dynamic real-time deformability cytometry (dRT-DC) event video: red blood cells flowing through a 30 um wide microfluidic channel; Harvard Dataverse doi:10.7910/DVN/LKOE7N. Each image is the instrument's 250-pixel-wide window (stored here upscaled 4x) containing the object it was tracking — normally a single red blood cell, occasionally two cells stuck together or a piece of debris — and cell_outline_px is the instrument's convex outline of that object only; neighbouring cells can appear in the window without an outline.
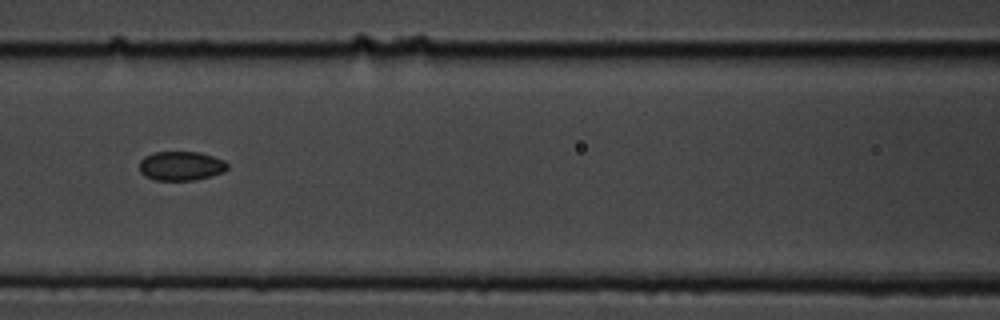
{"species": "common noctule bat (a hibernating species)", "species_latin": "Nyctalus noctula", "temperature_condition": "cold", "stored_images_in_passage": 9, "camera_frame_rate_fps": 3000, "um_per_image_px": 0.085, "animal": {"sex": "male", "body_mass_g": 19.5, "forearm_length_mm": 54.6}, "frame": {"image": 1, "passage_image": 7, "time_ms": 2.0, "image_size_px": [1000, 320], "cell_outline_px": [[228, 168], [224, 172], [212, 176], [192, 180], [152, 180], [144, 176], [140, 172], [140, 160], [144, 156], [152, 152], [200, 152], [224, 160], [228, 164]], "centroid_in_image_um": [15.37, 14.1], "position_along_channel_um": 151.2, "area_um2": 15.14}}
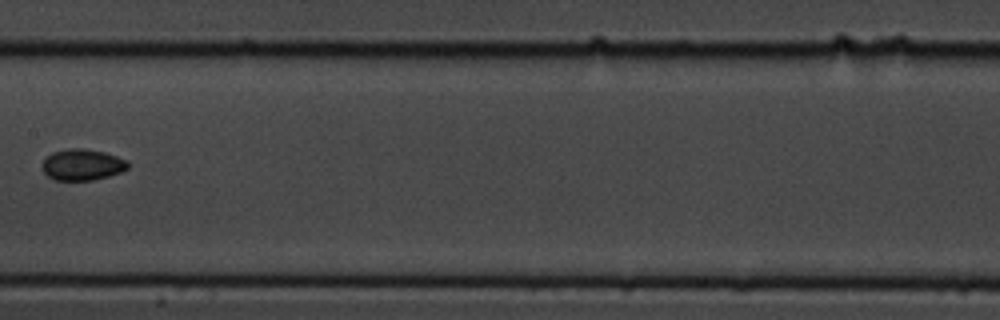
{"frame": {"image": 2, "passage_image": 8, "time_ms": 2.333, "image_size_px": [1000, 320], "cell_outline_px": [[128, 168], [120, 172], [108, 176], [92, 180], [52, 180], [44, 172], [44, 160], [52, 152], [72, 148], [84, 148], [104, 152], [128, 160]], "centroid_in_image_um": [7.01, 14.0], "position_along_channel_um": 200.4, "area_um2": 15.43}}
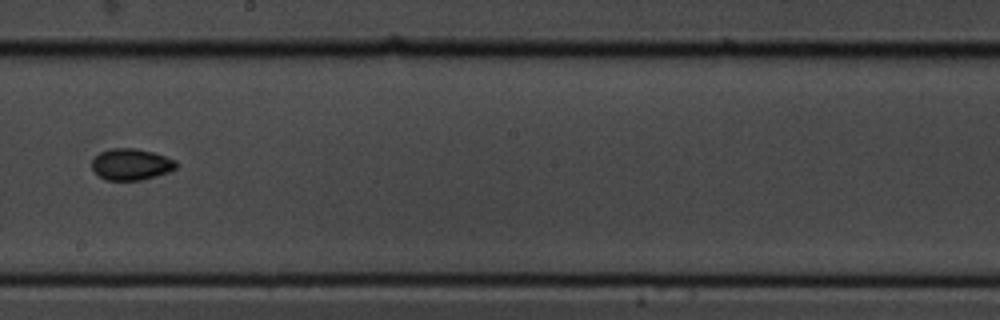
{"frame": {"image": 3, "passage_image": 9, "time_ms": 2.667, "image_size_px": [1000, 320], "cell_outline_px": [[176, 168], [168, 172], [156, 176], [140, 180], [104, 180], [92, 168], [92, 160], [100, 152], [112, 148], [136, 148], [152, 152], [176, 160]], "centroid_in_image_um": [11.14, 13.97], "position_along_channel_um": 237.1, "area_um2": 15.32}}